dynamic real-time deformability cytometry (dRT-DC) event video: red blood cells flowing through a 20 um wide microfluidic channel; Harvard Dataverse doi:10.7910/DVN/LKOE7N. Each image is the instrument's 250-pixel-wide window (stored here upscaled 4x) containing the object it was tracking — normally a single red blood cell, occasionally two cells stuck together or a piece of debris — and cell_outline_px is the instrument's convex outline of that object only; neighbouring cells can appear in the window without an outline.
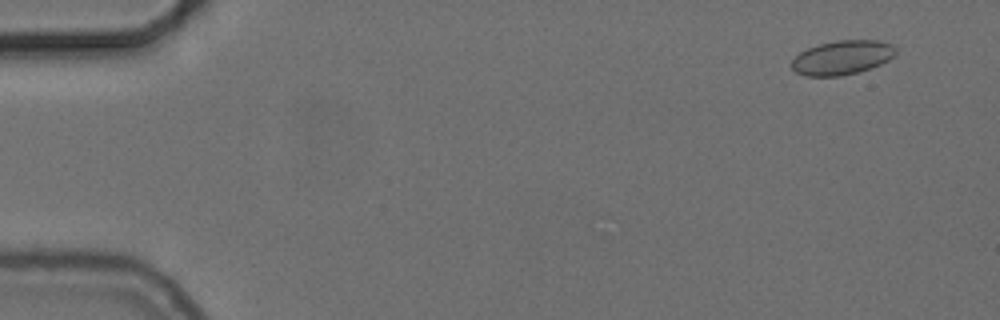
{"species": "common noctule bat (a hibernating species)", "species_latin": "Nyctalus noctula", "temperature_condition": "cold", "stored_images_in_passage": 56, "camera_frame_rate_fps": 3000, "um_per_image_px": 0.085, "animal": {"sex": "female", "body_mass_g": 24.6, "forearm_length_mm": 56.2}, "frame": {"image": 1, "passage_image": 4, "time_ms": 1.0, "image_size_px": [1000, 320], "cell_outline_px": [[896, 52], [888, 60], [880, 64], [856, 72], [840, 76], [804, 76], [796, 72], [792, 68], [792, 60], [800, 52], [816, 44], [836, 40], [876, 40], [892, 44], [896, 48]], "centroid_in_image_um": [71.55, 4.88], "position_along_channel_um": 13.4, "area_um2": 20.63}}
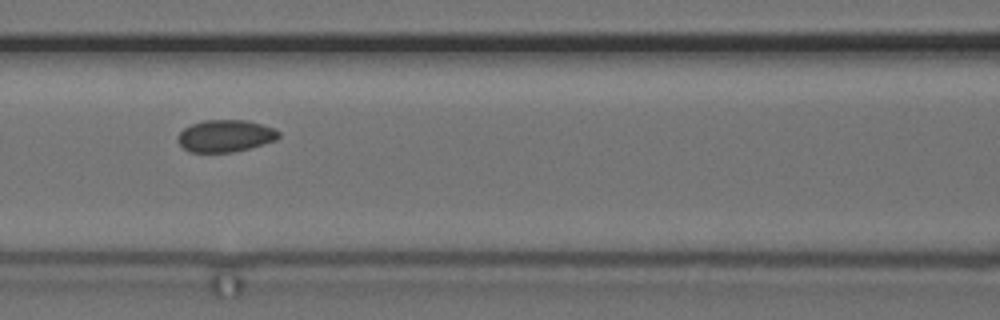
{"frame": {"image": 2, "passage_image": 25, "time_ms": 8.0, "image_size_px": [1000, 320], "cell_outline_px": [[280, 136], [276, 140], [264, 144], [232, 152], [188, 152], [176, 140], [176, 136], [184, 128], [192, 124], [204, 120], [248, 120], [276, 128], [280, 132]], "centroid_in_image_um": [19.17, 11.54], "position_along_channel_um": 147.4, "area_um2": 19.02}}
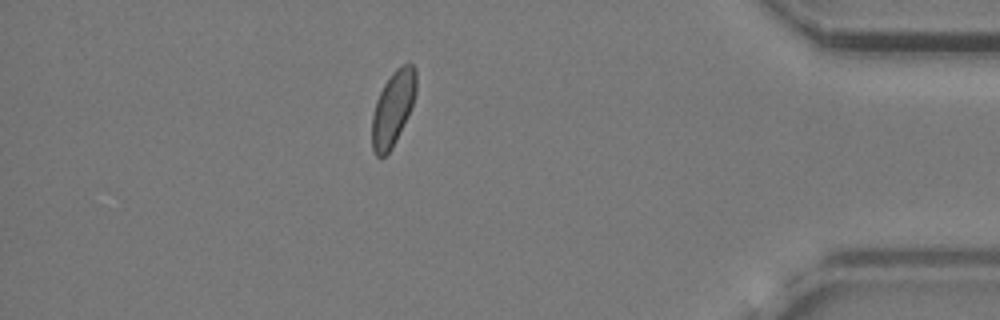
{"frame": {"image": 3, "passage_image": 49, "time_ms": 16.0, "image_size_px": [1000, 320], "cell_outline_px": [[416, 92], [408, 116], [392, 148], [384, 156], [376, 156], [372, 152], [372, 116], [376, 100], [384, 84], [392, 72], [396, 68], [404, 64], [412, 64], [416, 68]], "centroid_in_image_um": [33.39, 9.2], "position_along_channel_um": 401.8, "area_um2": 19.13}, "authors_computed_cell_mechanics": {"area_um2": 19.1607, "velocity_mm_per_s": 3.6993, "shape_relaxation_time_tau1_ms": null, "shape_relaxation_time_tau2_ms": 10.164, "deformation_change_tau1": null, "deformation_change_tau2": 0.1041}}